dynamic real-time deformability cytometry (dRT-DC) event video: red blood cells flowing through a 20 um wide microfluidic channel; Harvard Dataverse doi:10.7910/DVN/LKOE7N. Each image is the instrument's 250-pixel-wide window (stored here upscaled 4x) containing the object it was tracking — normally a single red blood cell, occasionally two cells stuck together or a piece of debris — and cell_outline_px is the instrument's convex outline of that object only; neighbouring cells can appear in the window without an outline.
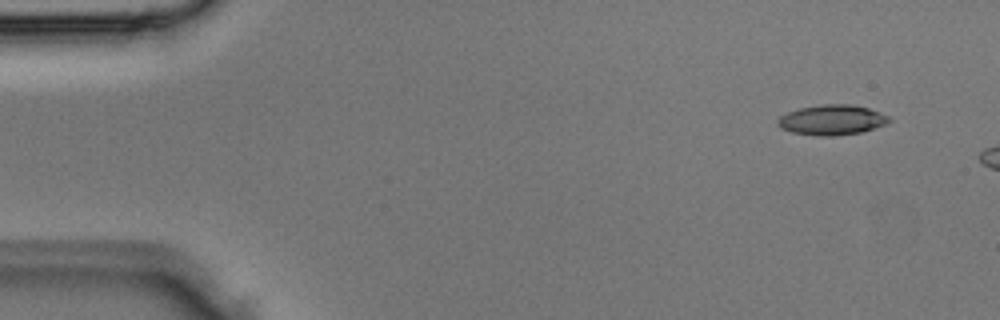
{"species": "Egyptian fruit bat (a non-hibernating species)", "species_latin": "Rousettus aegyptiacus", "temperature_condition": "room temperature", "stored_images_in_passage": 4, "camera_frame_rate_fps": 3000, "um_per_image_px": 0.085, "animal": {"sex": "male"}, "frame": {"image": 1, "passage_image": 1, "time_ms": 0.0, "image_size_px": [1000, 320], "cell_outline_px": [[892, 120], [884, 124], [860, 132], [832, 136], [816, 136], [792, 132], [780, 128], [776, 124], [776, 120], [780, 116], [788, 112], [800, 108], [820, 104], [852, 104], [868, 108], [880, 112], [888, 116]], "centroid_in_image_um": [70.67, 10.19], "position_along_channel_um": 14.3, "area_um2": 19.54}}